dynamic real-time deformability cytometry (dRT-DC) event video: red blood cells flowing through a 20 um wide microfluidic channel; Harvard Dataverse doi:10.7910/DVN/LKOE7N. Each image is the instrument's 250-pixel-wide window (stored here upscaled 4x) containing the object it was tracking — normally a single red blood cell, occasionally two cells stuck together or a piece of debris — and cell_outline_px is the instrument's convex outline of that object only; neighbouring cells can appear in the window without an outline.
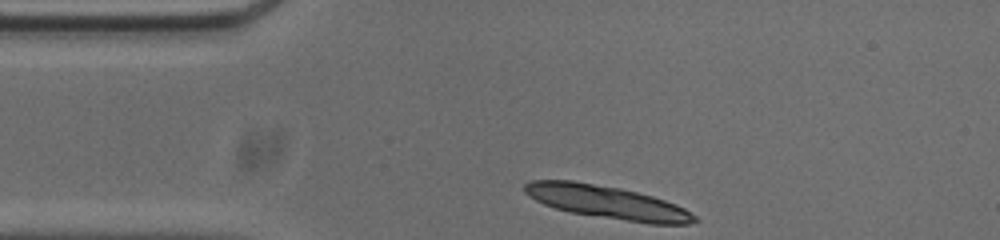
{"species": "common noctule bat (a hibernating species)", "species_latin": "Nyctalus noctula", "temperature_condition": "cold", "stored_images_in_passage": 33, "camera_frame_rate_fps": 3000, "um_per_image_px": 0.085, "animal": {"sex": "male", "body_mass_g": 20.0, "forearm_length_mm": 53.3}, "frame": {"image": 1, "passage_image": 1, "time_ms": 0.0, "image_size_px": [1000, 240], "cell_outline_px": [[700, 220], [688, 224], [652, 224], [568, 212], [544, 204], [536, 200], [524, 192], [524, 184], [532, 180], [572, 180], [620, 188], [652, 196], [676, 204], [684, 208], [696, 216]], "centroid_in_image_um": [51.62, 17.19], "position_along_channel_um": 33.4, "area_um2": 32.54}, "authors_computed_cell_mechanics": {"area_um2": 19.0162, "velocity_mm_per_s": 3.6663, "shape_relaxation_time_tau1_ms": null, "shape_relaxation_time_tau2_ms": 8.1628, "deformation_change_tau1": null, "deformation_change_tau2": 0.1693}}